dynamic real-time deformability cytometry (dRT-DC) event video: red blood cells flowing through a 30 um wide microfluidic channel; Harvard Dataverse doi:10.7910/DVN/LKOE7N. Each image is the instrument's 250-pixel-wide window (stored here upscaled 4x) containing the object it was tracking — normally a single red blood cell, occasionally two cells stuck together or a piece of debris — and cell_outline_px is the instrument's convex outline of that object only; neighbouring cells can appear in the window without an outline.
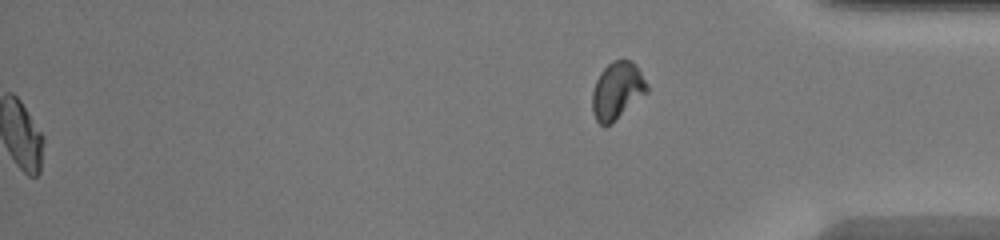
{"species": "common noctule bat (a hibernating species)", "species_latin": "Nyctalus noctula", "temperature_condition": "warm", "stored_images_in_passage": 46, "segment_of_instrument_passage": [2, 2], "camera_frame_rate_fps": 3000, "um_per_image_px": 0.085, "animal": {"sex": "female", "body_mass_g": 20.0, "forearm_length_mm": 54.0}, "frame": {"image": 1, "passage_image": 46, "time_ms": 15.0, "image_size_px": [1000, 240], "cell_outline_px": [[648, 92], [612, 124], [604, 128], [596, 120], [592, 112], [592, 92], [596, 80], [600, 72], [612, 60], [632, 60], [636, 64], [648, 84]], "centroid_in_image_um": [52.46, 7.72], "position_along_channel_um": 382.7, "area_um2": 18.61}}